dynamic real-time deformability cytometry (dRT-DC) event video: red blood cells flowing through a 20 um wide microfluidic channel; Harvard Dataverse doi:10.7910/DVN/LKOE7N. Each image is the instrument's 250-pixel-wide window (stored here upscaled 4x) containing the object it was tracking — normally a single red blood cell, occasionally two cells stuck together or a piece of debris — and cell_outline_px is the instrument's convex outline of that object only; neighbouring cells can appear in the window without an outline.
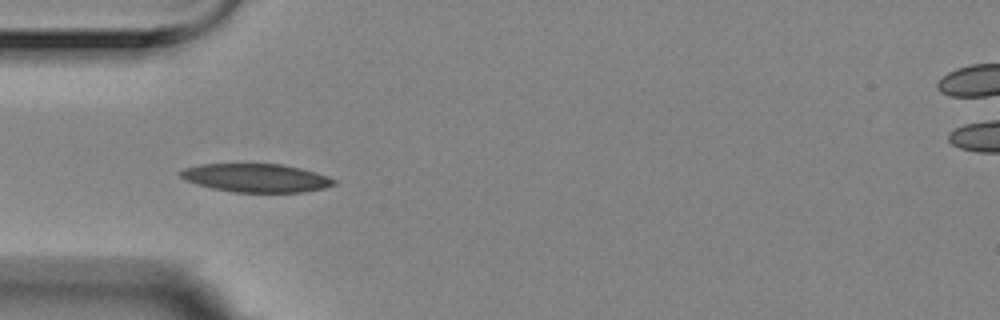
{"species": "Egyptian fruit bat (a non-hibernating species)", "species_latin": "Rousettus aegyptiacus", "temperature_condition": "room temperature", "stored_images_in_passage": 5, "camera_frame_rate_fps": 3000, "um_per_image_px": 0.085, "animal": {"sex": "female"}, "frame": {"image": 1, "passage_image": 4, "time_ms": 1.0, "image_size_px": [1000, 320], "cell_outline_px": [[336, 184], [324, 188], [304, 192], [236, 192], [212, 188], [184, 180], [180, 176], [180, 172], [184, 168], [204, 164], [280, 164], [300, 168], [316, 172], [328, 176], [336, 180]], "centroid_in_image_um": [21.8, 15.12], "position_along_channel_um": 63.2, "area_um2": 25.26}}
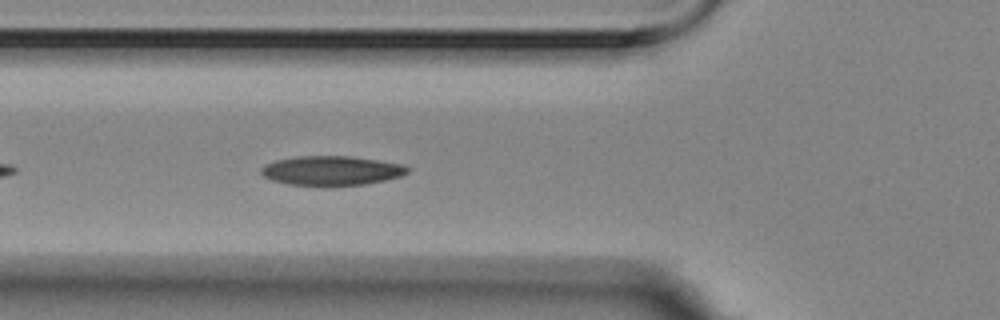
{"frame": {"image": 2, "passage_image": 5, "time_ms": 1.333, "image_size_px": [1000, 320], "cell_outline_px": [[412, 168], [408, 172], [400, 176], [384, 180], [364, 184], [288, 184], [272, 180], [264, 176], [260, 172], [260, 168], [264, 164], [276, 160], [296, 156], [352, 156], [404, 164]], "centroid_in_image_um": [28.19, 14.47], "position_along_channel_um": 97.6, "area_um2": 24.74}}